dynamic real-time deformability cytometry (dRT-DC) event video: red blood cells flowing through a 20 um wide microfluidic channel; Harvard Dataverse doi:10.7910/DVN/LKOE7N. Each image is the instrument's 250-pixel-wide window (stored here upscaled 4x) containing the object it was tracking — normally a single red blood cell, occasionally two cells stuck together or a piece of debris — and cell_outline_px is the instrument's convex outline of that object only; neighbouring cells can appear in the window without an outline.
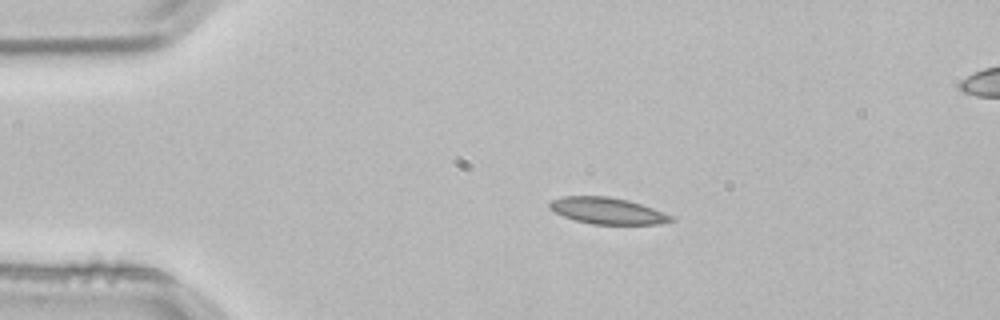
{"species": "common noctule bat (a hibernating species)", "species_latin": "Nyctalus noctula", "temperature_condition": "room temperature", "stored_images_in_passage": 2, "camera_frame_rate_fps": 3000, "um_per_image_px": 0.085, "animal": {"sex": "male", "body_mass_g": 21.5, "forearm_length_mm": 52.0}, "frame": {"image": 1, "passage_image": 1, "time_ms": 0.0, "image_size_px": [1000, 320], "cell_outline_px": [[676, 220], [660, 224], [592, 224], [576, 220], [564, 216], [548, 208], [548, 204], [552, 200], [564, 196], [608, 196], [628, 200], [652, 208], [672, 216]], "centroid_in_image_um": [51.63, 17.92], "position_along_channel_um": 33.4, "area_um2": 18.55}}